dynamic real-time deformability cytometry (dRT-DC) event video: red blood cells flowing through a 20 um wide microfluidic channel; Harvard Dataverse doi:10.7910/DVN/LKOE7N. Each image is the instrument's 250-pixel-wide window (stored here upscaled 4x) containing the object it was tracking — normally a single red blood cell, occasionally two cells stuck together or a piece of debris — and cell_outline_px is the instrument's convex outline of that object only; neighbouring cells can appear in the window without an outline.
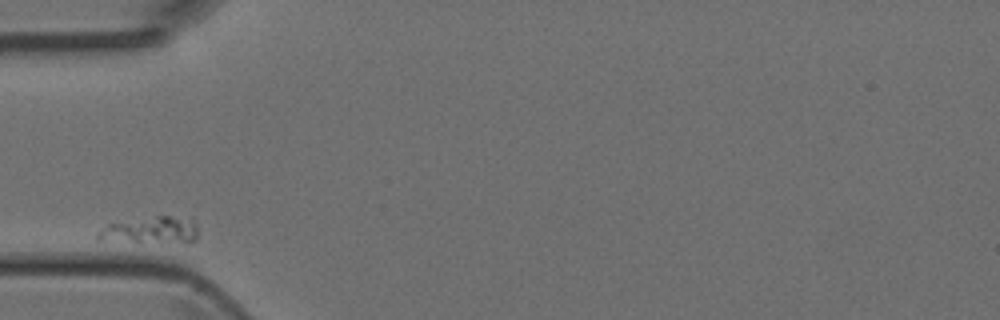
{"species": "Egyptian fruit bat (a non-hibernating species)", "species_latin": "Rousettus aegyptiacus", "temperature_condition": "room temperature", "stored_images_in_passage": 28, "camera_frame_rate_fps": 3000, "um_per_image_px": 0.085, "animal": {"sex": "female"}, "frame": {"image": 1, "passage_image": 1, "time_ms": 0.0, "image_size_px": [1000, 320], "cell_outline_px": [[196, 240], [96, 240], [96, 232], [100, 228], [108, 224], [156, 216], [168, 216], [192, 220], [196, 224]], "centroid_in_image_um": [12.72, 19.52], "position_along_channel_um": 72.3, "area_um2": 14.45}}
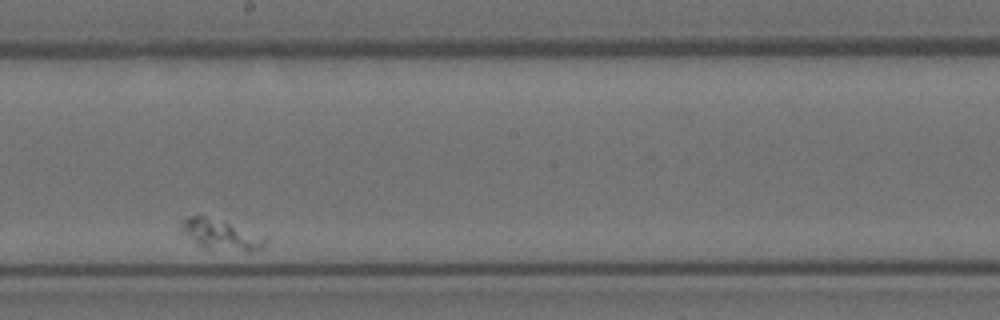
{"frame": {"image": 2, "passage_image": 16, "time_ms": 5.0, "image_size_px": [1000, 320], "cell_outline_px": [[268, 240], [260, 248], [248, 252], [204, 248], [196, 244], [184, 232], [184, 220], [188, 216], [204, 216], [224, 220], [264, 236]], "centroid_in_image_um": [18.84, 19.95], "position_along_channel_um": 229.4, "area_um2": 14.57}}
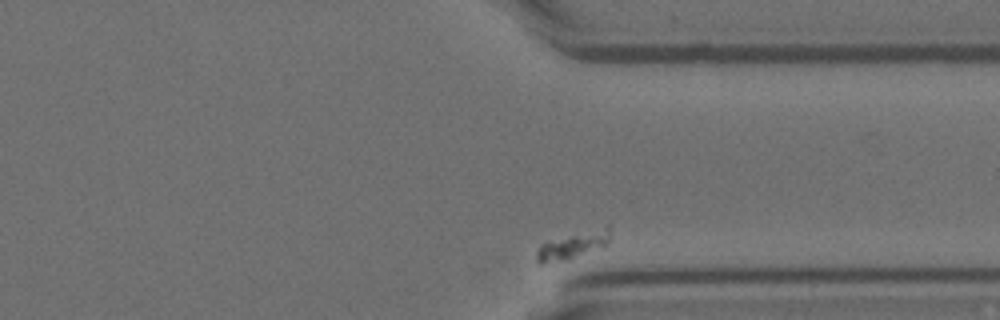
{"frame": {"image": 3, "passage_image": 28, "time_ms": 9.0, "image_size_px": [1000, 320], "cell_outline_px": [[608, 240], [604, 244], [572, 256], [560, 260], [540, 264], [536, 260], [536, 252], [540, 244], [608, 224]], "centroid_in_image_um": [48.61, 20.82], "position_along_channel_um": 362.8, "area_um2": 10.46}}